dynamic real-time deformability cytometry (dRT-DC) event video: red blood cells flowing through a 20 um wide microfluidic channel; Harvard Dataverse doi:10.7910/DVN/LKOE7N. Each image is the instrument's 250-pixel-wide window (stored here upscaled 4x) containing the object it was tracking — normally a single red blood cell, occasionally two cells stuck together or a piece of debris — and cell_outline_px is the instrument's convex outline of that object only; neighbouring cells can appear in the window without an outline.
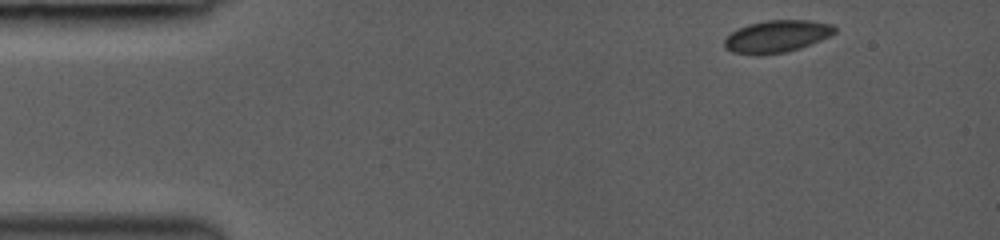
{"species": "common noctule bat (a hibernating species)", "species_latin": "Nyctalus noctula", "temperature_condition": "room temperature", "stored_images_in_passage": 6, "camera_frame_rate_fps": 3000, "um_per_image_px": 0.085, "animal": {"sex": "female", "body_mass_g": 19.0, "forearm_length_mm": 53.3}, "frame": {"image": 1, "passage_image": 1, "time_ms": 0.0, "image_size_px": [1000, 240], "cell_outline_px": [[836, 32], [820, 40], [800, 48], [788, 52], [760, 56], [756, 56], [732, 52], [724, 48], [724, 40], [732, 32], [748, 24], [768, 20], [808, 20], [832, 24], [836, 28]], "centroid_in_image_um": [66.01, 3.11], "position_along_channel_um": 19.0, "area_um2": 20.81}}
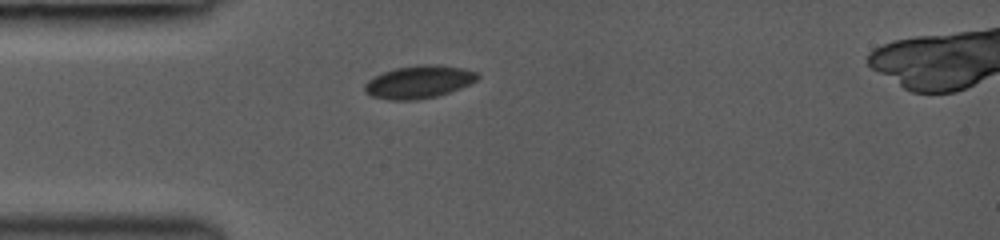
{"frame": {"image": 2, "passage_image": 5, "time_ms": 2.667, "image_size_px": [1000, 240], "cell_outline_px": [[480, 76], [476, 80], [460, 88], [436, 96], [416, 100], [388, 100], [372, 96], [364, 92], [364, 84], [372, 76], [396, 68], [420, 64], [436, 64], [464, 68], [476, 72]], "centroid_in_image_um": [35.57, 6.96], "position_along_channel_um": 49.4, "area_um2": 21.56}}